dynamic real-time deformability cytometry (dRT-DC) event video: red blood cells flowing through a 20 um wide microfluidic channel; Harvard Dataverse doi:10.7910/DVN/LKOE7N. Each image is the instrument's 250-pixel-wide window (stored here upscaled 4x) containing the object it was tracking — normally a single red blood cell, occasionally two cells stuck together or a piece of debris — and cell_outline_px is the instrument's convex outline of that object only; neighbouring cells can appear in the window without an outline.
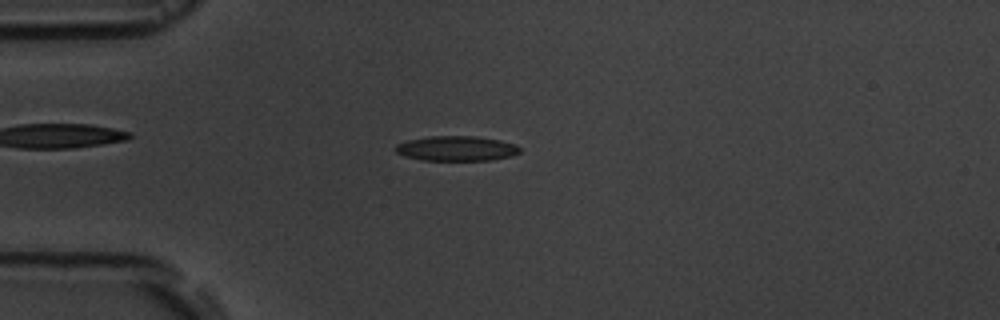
{"species": "common noctule bat (a hibernating species)", "species_latin": "Nyctalus noctula", "temperature_condition": "room temperature", "stored_images_in_passage": 4, "camera_frame_rate_fps": 3000, "um_per_image_px": 0.085, "animal": {"sex": "male", "body_mass_g": 19.5, "forearm_length_mm": 54.6}, "frame": {"image": 1, "passage_image": 4, "time_ms": 4.333, "image_size_px": [1000, 320], "cell_outline_px": [[520, 152], [512, 156], [492, 160], [420, 160], [404, 156], [396, 152], [396, 144], [408, 140], [428, 136], [476, 136], [500, 140], [516, 144], [520, 148]], "centroid_in_image_um": [38.81, 12.62], "position_along_channel_um": 46.2, "area_um2": 18.15}}